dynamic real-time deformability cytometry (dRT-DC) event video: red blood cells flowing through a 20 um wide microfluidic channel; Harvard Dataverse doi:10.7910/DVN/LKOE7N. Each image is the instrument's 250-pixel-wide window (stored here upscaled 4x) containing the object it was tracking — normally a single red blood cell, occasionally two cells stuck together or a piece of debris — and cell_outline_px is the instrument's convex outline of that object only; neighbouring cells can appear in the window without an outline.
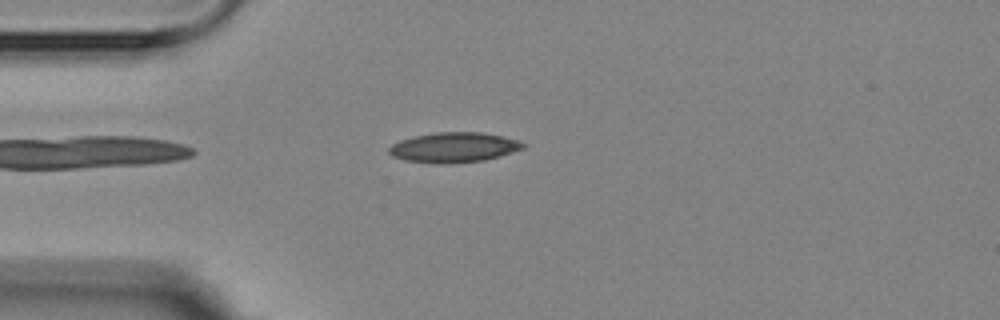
{"species": "Egyptian fruit bat (a non-hibernating species)", "species_latin": "Rousettus aegyptiacus", "temperature_condition": "room temperature", "stored_images_in_passage": 1, "camera_frame_rate_fps": 3000, "um_per_image_px": 0.085, "animal": {"sex": "female"}, "frame": {"image": 1, "passage_image": 1, "time_ms": 0.0, "image_size_px": [1000, 320], "cell_outline_px": [[528, 144], [524, 148], [500, 156], [484, 160], [404, 160], [392, 156], [388, 152], [388, 148], [392, 144], [400, 140], [412, 136], [436, 132], [484, 132], [520, 140]], "centroid_in_image_um": [38.64, 12.45], "position_along_channel_um": 46.4, "area_um2": 22.48}}